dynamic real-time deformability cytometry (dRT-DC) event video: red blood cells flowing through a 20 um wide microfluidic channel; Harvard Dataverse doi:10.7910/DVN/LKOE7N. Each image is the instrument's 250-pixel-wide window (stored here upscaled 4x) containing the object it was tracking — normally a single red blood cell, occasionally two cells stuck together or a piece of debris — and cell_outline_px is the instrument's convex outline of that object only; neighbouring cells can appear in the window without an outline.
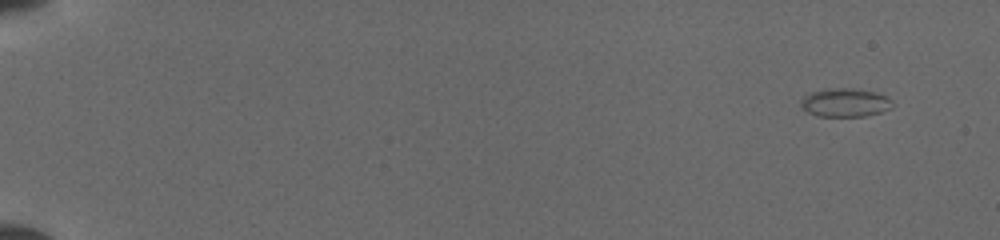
{"species": "common noctule bat (a hibernating species)", "species_latin": "Nyctalus noctula", "temperature_condition": "cold", "stored_images_in_passage": 36, "camera_frame_rate_fps": 3000, "um_per_image_px": 0.085, "animal": {"sex": "female", "body_mass_g": 19.5, "forearm_length_mm": 54.1}, "frame": {"image": 1, "passage_image": 2, "time_ms": 0.667, "image_size_px": [1000, 240], "cell_outline_px": [[892, 108], [880, 112], [864, 116], [816, 116], [808, 112], [800, 104], [800, 100], [804, 96], [812, 92], [824, 88], [852, 88], [876, 92], [888, 96], [892, 100]], "centroid_in_image_um": [71.84, 8.71], "position_along_channel_um": 13.2, "area_um2": 15.32}}
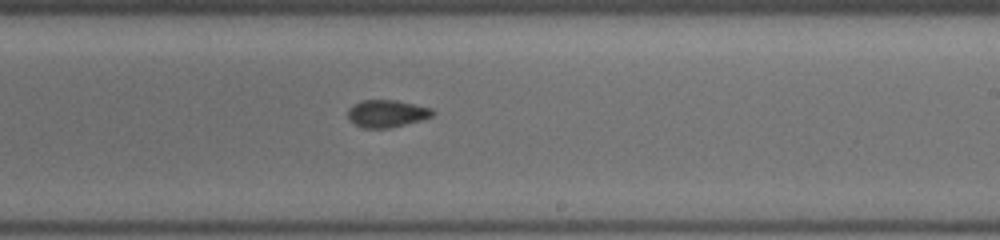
{"frame": {"image": 2, "passage_image": 25, "time_ms": 10.667, "image_size_px": [1000, 240], "cell_outline_px": [[436, 112], [432, 116], [420, 120], [388, 128], [360, 128], [348, 116], [348, 112], [356, 104], [364, 100], [396, 100], [432, 108]], "centroid_in_image_um": [32.93, 9.65], "position_along_channel_um": 256.1, "area_um2": 13.18}}
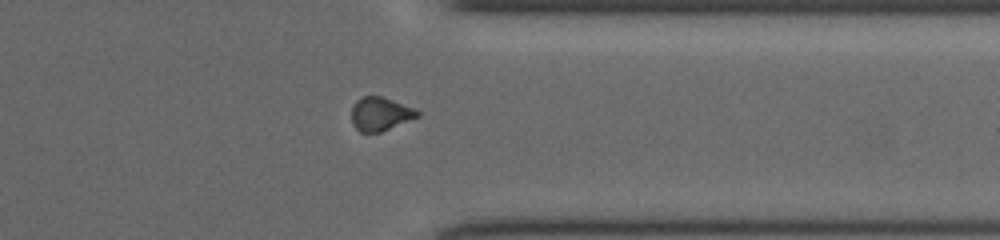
{"frame": {"image": 3, "passage_image": 34, "time_ms": 13.667, "image_size_px": [1000, 240], "cell_outline_px": [[420, 116], [380, 132], [360, 132], [352, 124], [352, 104], [356, 100], [364, 96], [380, 96], [412, 108], [420, 112]], "centroid_in_image_um": [32.29, 9.69], "position_along_channel_um": 379.1, "area_um2": 12.66}}